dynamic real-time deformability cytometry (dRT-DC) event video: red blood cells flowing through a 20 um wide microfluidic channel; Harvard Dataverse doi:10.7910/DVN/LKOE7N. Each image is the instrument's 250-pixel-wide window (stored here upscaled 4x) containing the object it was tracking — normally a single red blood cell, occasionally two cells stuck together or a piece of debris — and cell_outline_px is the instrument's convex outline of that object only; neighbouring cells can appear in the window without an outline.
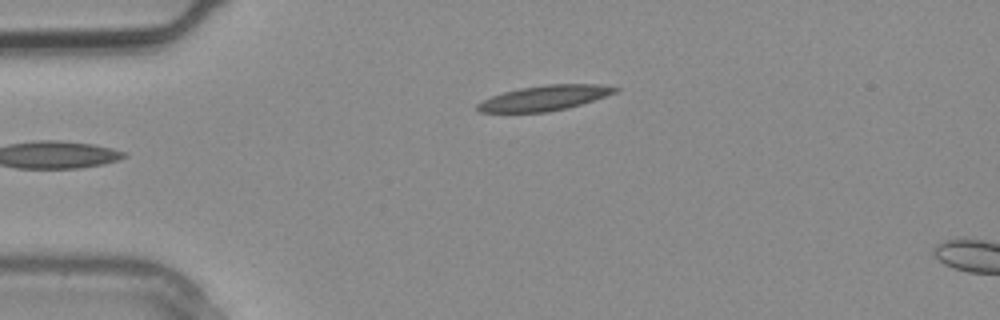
{"species": "common noctule bat (a hibernating species)", "species_latin": "Nyctalus noctula", "temperature_condition": "warm", "stored_images_in_passage": 3, "camera_frame_rate_fps": 3000, "um_per_image_px": 0.085, "animal": {"sex": "male", "body_mass_g": 20.4}, "frame": {"image": 1, "passage_image": 3, "time_ms": 0.667, "image_size_px": [1000, 320], "cell_outline_px": [[620, 88], [616, 92], [568, 108], [548, 112], [480, 112], [476, 108], [476, 104], [492, 96], [504, 92], [520, 88], [548, 84], [600, 84]], "centroid_in_image_um": [46.27, 8.33], "position_along_channel_um": 38.7, "area_um2": 19.88}}